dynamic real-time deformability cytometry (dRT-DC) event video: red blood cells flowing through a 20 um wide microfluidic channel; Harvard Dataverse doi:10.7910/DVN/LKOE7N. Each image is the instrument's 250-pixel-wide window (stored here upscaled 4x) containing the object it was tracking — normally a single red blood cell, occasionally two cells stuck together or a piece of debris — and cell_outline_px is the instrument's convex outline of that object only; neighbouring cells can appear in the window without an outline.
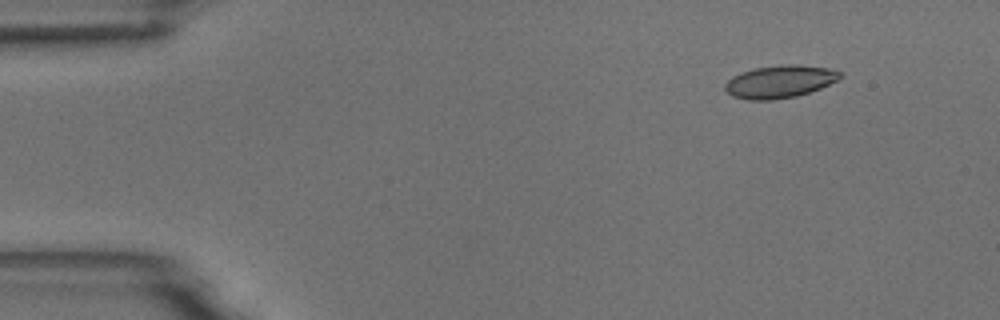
{"species": "common noctule bat (a hibernating species)", "species_latin": "Nyctalus noctula", "temperature_condition": "room temperature", "stored_images_in_passage": 6, "camera_frame_rate_fps": 3000, "um_per_image_px": 0.085, "animal": {"sex": "male", "body_mass_g": 18.8}, "frame": {"image": 1, "passage_image": 1, "time_ms": 0.0, "image_size_px": [1000, 320], "cell_outline_px": [[840, 80], [820, 88], [796, 96], [772, 100], [748, 100], [732, 96], [724, 88], [724, 84], [732, 76], [740, 72], [756, 68], [780, 64], [796, 64], [828, 68], [840, 72]], "centroid_in_image_um": [66.26, 6.93], "position_along_channel_um": 18.7, "area_um2": 21.91}}
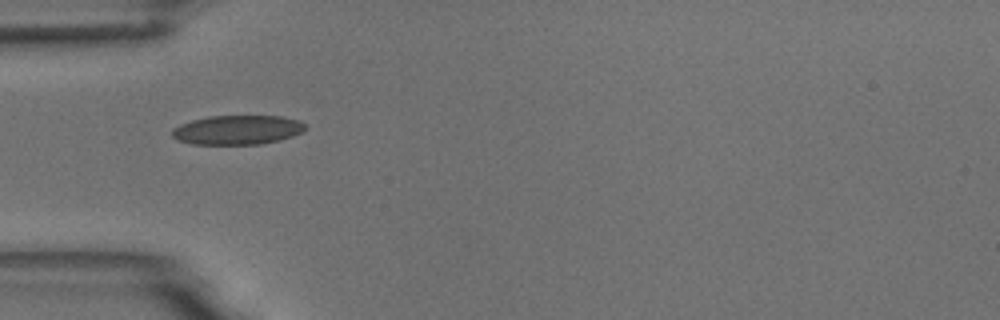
{"frame": {"image": 2, "passage_image": 4, "time_ms": 3.667, "image_size_px": [1000, 320], "cell_outline_px": [[304, 132], [280, 140], [260, 144], [192, 144], [180, 140], [172, 136], [172, 128], [180, 124], [192, 120], [208, 116], [284, 116], [300, 120], [304, 124]], "centroid_in_image_um": [20.2, 11.03], "position_along_channel_um": 64.8, "area_um2": 22.77}}